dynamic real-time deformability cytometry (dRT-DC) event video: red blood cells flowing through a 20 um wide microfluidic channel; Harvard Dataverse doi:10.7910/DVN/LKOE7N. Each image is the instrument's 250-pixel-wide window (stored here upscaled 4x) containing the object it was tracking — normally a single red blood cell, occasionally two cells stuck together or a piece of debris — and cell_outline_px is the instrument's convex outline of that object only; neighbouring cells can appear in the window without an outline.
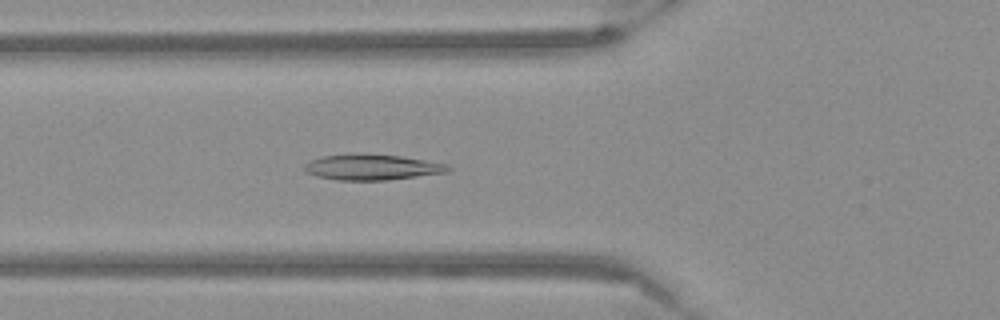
{"species": "Egyptian fruit bat (a non-hibernating species)", "species_latin": "Rousettus aegyptiacus", "temperature_condition": "warm", "stored_images_in_passage": 52, "camera_frame_rate_fps": 3000, "um_per_image_px": 0.085, "frame": {"image": 1, "passage_image": 18, "time_ms": 5.667, "image_size_px": [1000, 320], "cell_outline_px": [[452, 168], [448, 172], [388, 180], [336, 180], [316, 176], [304, 172], [304, 164], [312, 160], [324, 156], [400, 156], [448, 164]], "centroid_in_image_um": [31.65, 14.26], "position_along_channel_um": 94.1, "area_um2": 20.63}}
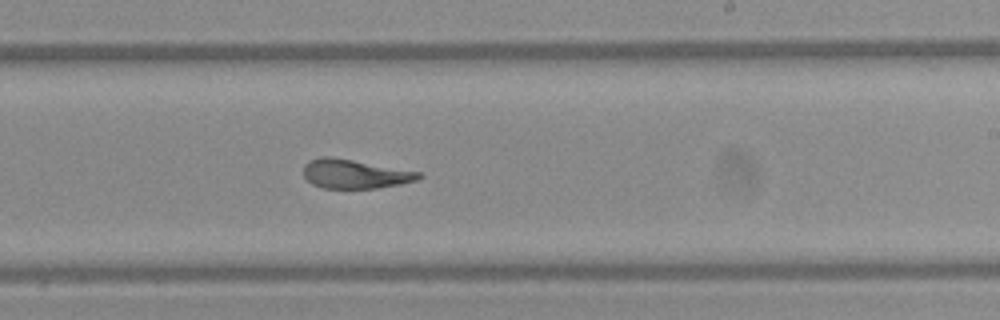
{"frame": {"image": 2, "passage_image": 31, "time_ms": 10.0, "image_size_px": [1000, 320], "cell_outline_px": [[424, 176], [416, 180], [400, 184], [376, 188], [320, 188], [312, 184], [304, 176], [304, 164], [308, 160], [320, 156], [328, 156], [352, 160], [420, 172]], "centroid_in_image_um": [30.12, 14.78], "position_along_channel_um": 258.9, "area_um2": 19.42}}
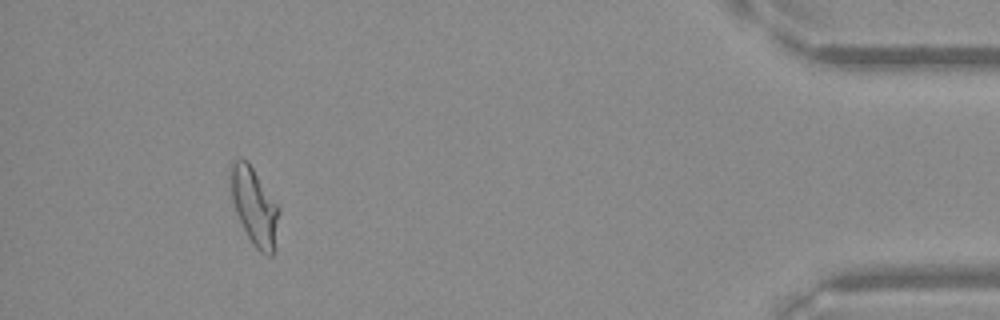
{"frame": {"image": 3, "passage_image": 48, "time_ms": 15.667, "image_size_px": [1000, 320], "cell_outline_px": [[280, 212], [276, 248], [272, 256], [268, 256], [260, 252], [256, 248], [248, 236], [236, 212], [232, 200], [228, 180], [232, 160], [248, 160], [280, 204]], "centroid_in_image_um": [21.66, 17.52], "position_along_channel_um": 413.5, "area_um2": 22.6}}